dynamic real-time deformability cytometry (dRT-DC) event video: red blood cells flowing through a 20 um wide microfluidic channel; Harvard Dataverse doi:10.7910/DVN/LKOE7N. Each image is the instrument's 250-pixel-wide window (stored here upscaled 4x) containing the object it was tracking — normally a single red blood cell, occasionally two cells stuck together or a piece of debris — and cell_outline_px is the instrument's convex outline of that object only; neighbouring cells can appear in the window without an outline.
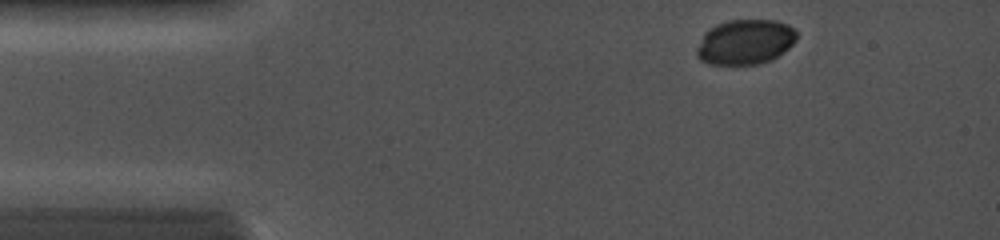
{"species": "common noctule bat (a hibernating species)", "species_latin": "Nyctalus noctula", "temperature_condition": "cold", "stored_images_in_passage": 4, "camera_frame_rate_fps": 5000, "um_per_image_px": 0.085, "animal": {"sex": "female", "body_mass_g": 19.0, "forearm_length_mm": 56.7}, "frame": {"image": 1, "passage_image": 1, "time_ms": 0.0, "image_size_px": [1000, 240], "cell_outline_px": [[796, 40], [788, 48], [772, 60], [760, 64], [708, 64], [700, 60], [696, 56], [696, 48], [704, 32], [708, 28], [716, 24], [728, 20], [776, 20], [788, 24], [796, 32]], "centroid_in_image_um": [63.31, 3.56], "position_along_channel_um": 21.7, "area_um2": 26.41}}